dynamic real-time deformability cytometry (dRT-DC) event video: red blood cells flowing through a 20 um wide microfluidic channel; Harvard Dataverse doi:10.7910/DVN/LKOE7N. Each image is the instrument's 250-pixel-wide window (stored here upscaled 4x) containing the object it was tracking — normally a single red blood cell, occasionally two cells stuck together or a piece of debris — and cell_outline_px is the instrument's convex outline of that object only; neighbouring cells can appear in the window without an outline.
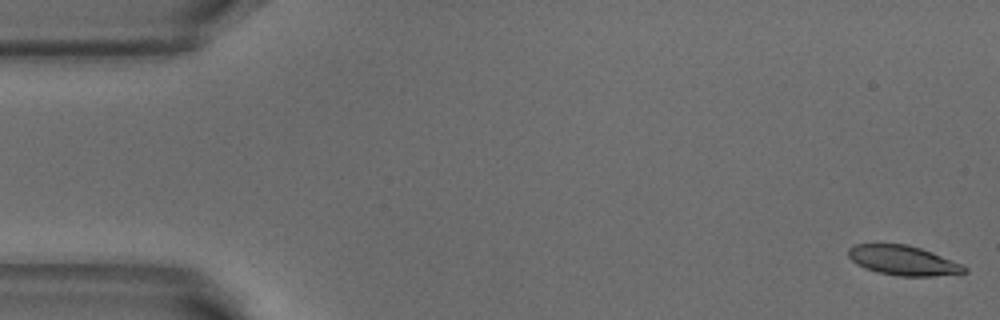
{"species": "common noctule bat (a hibernating species)", "species_latin": "Nyctalus noctula", "temperature_condition": "warm", "stored_images_in_passage": 51, "camera_frame_rate_fps": 3000, "um_per_image_px": 0.085, "animal": {"sex": "male", "body_mass_g": 18.8}, "frame": {"image": 1, "passage_image": 1, "time_ms": 0.0, "image_size_px": [1000, 320], "cell_outline_px": [[968, 272], [932, 276], [896, 276], [864, 268], [856, 264], [848, 256], [848, 248], [856, 244], [908, 244], [932, 252], [960, 264], [968, 268]], "centroid_in_image_um": [76.74, 22.13], "position_along_channel_um": 8.3, "area_um2": 19.88}}
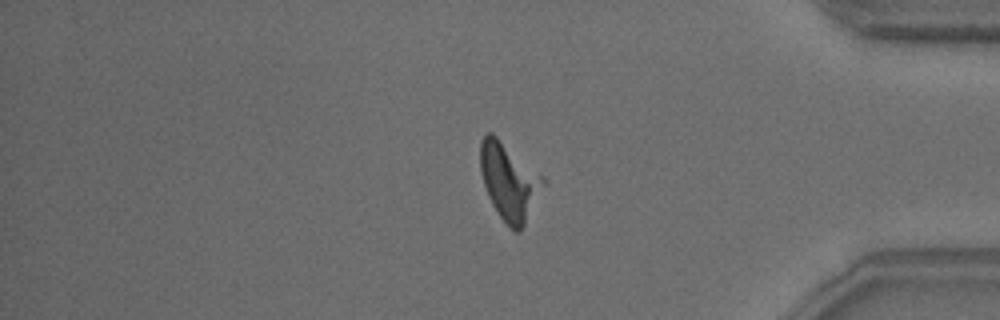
{"frame": {"image": 2, "passage_image": 43, "time_ms": 14.0, "image_size_px": [1000, 320], "cell_outline_px": [[548, 184], [524, 224], [516, 232], [500, 216], [492, 204], [488, 196], [480, 172], [480, 140], [484, 132], [492, 132], [544, 176]], "centroid_in_image_um": [43.3, 15.37], "position_along_channel_um": 391.9, "area_um2": 28.38}}
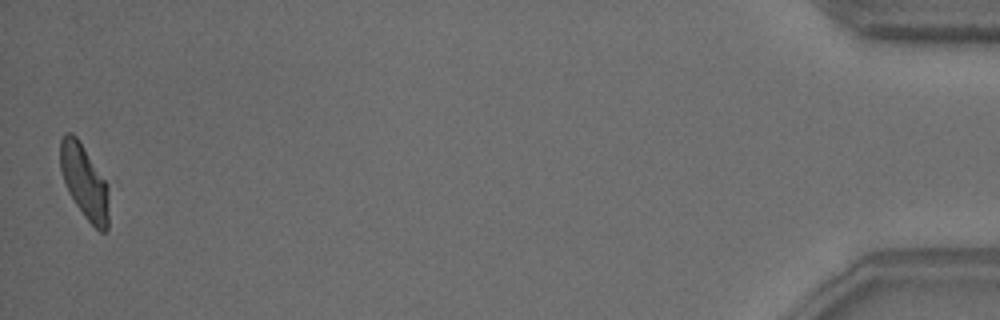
{"frame": {"image": 3, "passage_image": 51, "time_ms": 16.667, "image_size_px": [1000, 320], "cell_outline_px": [[108, 228], [104, 232], [100, 232], [84, 216], [68, 192], [60, 168], [60, 140], [64, 132], [72, 132], [76, 136], [108, 184]], "centroid_in_image_um": [7.17, 15.43], "position_along_channel_um": 428.0, "area_um2": 20.81}}